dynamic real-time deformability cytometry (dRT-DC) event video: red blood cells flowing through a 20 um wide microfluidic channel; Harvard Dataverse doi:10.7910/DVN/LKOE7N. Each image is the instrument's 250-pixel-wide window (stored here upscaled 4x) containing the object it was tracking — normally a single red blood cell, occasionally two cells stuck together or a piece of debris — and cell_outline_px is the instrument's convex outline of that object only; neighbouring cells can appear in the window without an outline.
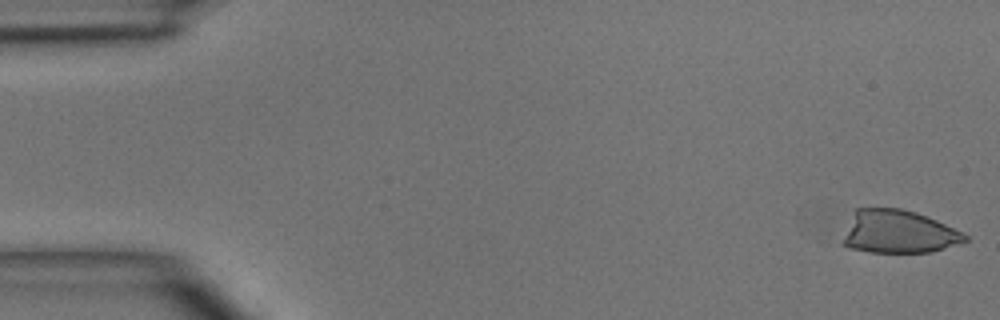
{"species": "common noctule bat (a hibernating species)", "species_latin": "Nyctalus noctula", "temperature_condition": "room temperature", "stored_images_in_passage": 6, "camera_frame_rate_fps": 3000, "um_per_image_px": 0.085, "animal": {"sex": "male", "body_mass_g": 15.6}, "frame": {"image": 1, "passage_image": 1, "time_ms": 0.0, "image_size_px": [1000, 320], "cell_outline_px": [[968, 240], [932, 252], [868, 252], [848, 248], [840, 244], [856, 208], [900, 208], [916, 212], [936, 220], [968, 236]], "centroid_in_image_um": [76.32, 19.71], "position_along_channel_um": 8.7, "area_um2": 30.4}}